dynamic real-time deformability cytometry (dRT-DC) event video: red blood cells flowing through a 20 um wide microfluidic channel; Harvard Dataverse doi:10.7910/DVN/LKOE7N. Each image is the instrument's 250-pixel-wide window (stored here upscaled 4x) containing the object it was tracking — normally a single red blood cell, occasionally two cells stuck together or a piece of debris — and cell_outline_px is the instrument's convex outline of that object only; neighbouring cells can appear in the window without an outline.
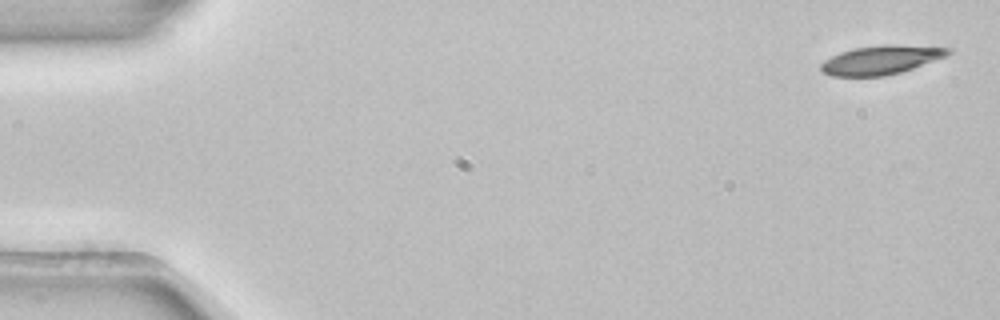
{"species": "common noctule bat (a hibernating species)", "species_latin": "Nyctalus noctula", "temperature_condition": "room temperature", "stored_images_in_passage": 5, "camera_frame_rate_fps": 3000, "um_per_image_px": 0.085, "animal": {"sex": "female", "body_mass_g": 22.7, "forearm_length_mm": 54.2}, "frame": {"image": 1, "passage_image": 1, "time_ms": 0.0, "image_size_px": [1000, 320], "cell_outline_px": [[952, 52], [944, 56], [912, 68], [900, 72], [884, 76], [832, 76], [824, 72], [820, 68], [820, 64], [824, 60], [840, 52], [856, 48], [884, 44], [896, 44], [952, 48]], "centroid_in_image_um": [74.87, 5.08], "position_along_channel_um": 10.1, "area_um2": 21.15}}
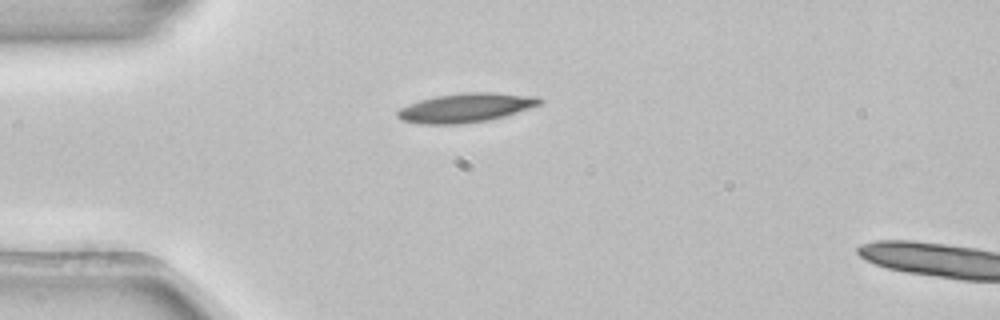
{"frame": {"image": 2, "passage_image": 4, "time_ms": 1.0, "image_size_px": [1000, 320], "cell_outline_px": [[544, 100], [540, 104], [504, 116], [488, 120], [460, 124], [420, 124], [400, 120], [396, 116], [396, 112], [400, 108], [420, 100], [436, 96], [464, 92], [496, 92], [536, 96]], "centroid_in_image_um": [39.57, 9.15], "position_along_channel_um": 45.4, "area_um2": 24.1}}